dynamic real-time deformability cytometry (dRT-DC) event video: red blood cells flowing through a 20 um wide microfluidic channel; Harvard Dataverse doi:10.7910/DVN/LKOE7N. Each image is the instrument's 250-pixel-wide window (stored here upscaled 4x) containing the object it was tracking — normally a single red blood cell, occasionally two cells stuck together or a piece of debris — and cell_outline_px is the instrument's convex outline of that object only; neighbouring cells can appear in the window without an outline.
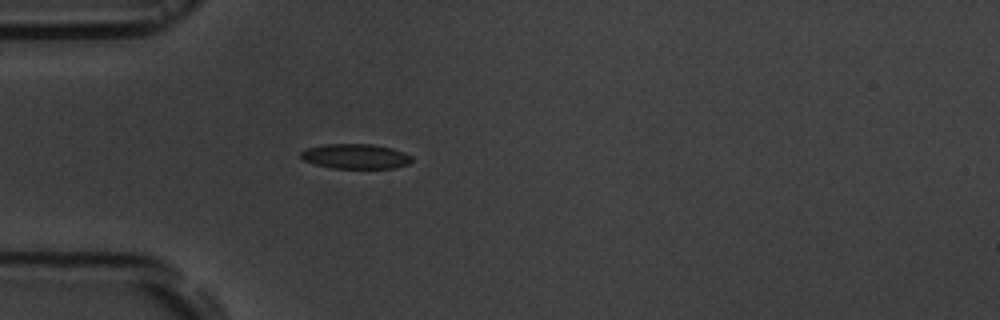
{"species": "common noctule bat (a hibernating species)", "species_latin": "Nyctalus noctula", "temperature_condition": "room temperature", "stored_images_in_passage": 3, "camera_frame_rate_fps": 3000, "um_per_image_px": 0.085, "animal": {"sex": "male", "body_mass_g": 19.5, "forearm_length_mm": 54.6}, "frame": {"image": 1, "passage_image": 3, "time_ms": 2.333, "image_size_px": [1000, 320], "cell_outline_px": [[412, 160], [408, 164], [396, 168], [332, 168], [316, 164], [304, 160], [300, 156], [300, 152], [308, 148], [324, 144], [372, 144], [392, 148], [404, 152], [412, 156]], "centroid_in_image_um": [30.25, 13.29], "position_along_channel_um": 54.8, "area_um2": 16.07}}